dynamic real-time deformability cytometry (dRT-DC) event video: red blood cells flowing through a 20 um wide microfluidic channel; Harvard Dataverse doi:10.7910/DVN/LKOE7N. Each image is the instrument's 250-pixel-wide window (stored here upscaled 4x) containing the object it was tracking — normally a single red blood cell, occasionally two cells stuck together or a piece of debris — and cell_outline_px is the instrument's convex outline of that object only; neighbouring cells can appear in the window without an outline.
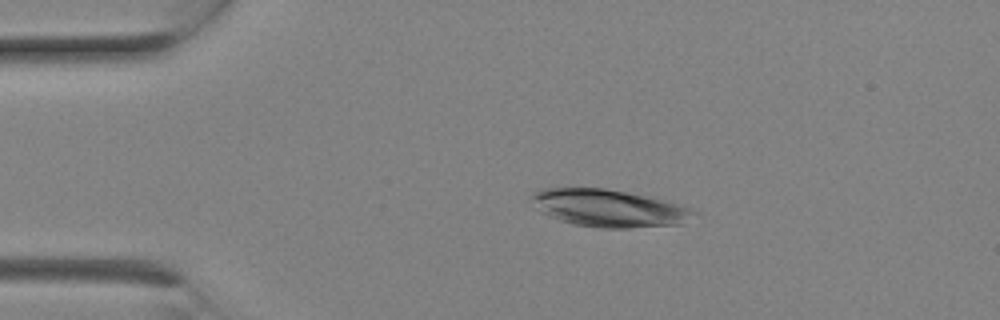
{"species": "Egyptian fruit bat (a non-hibernating species)", "species_latin": "Rousettus aegyptiacus", "temperature_condition": "room temperature", "stored_images_in_passage": 5, "camera_frame_rate_fps": 3000, "um_per_image_px": 0.085, "animal": {"sex": "female"}, "frame": {"image": 1, "passage_image": 3, "time_ms": 0.667, "image_size_px": [1000, 320], "cell_outline_px": [[700, 212], [680, 224], [628, 228], [604, 228], [576, 224], [560, 220], [548, 216], [540, 212], [528, 196], [532, 192], [544, 188], [604, 188], [644, 196], [680, 204], [696, 208]], "centroid_in_image_um": [51.75, 17.69], "position_along_channel_um": 33.3, "area_um2": 35.32}}